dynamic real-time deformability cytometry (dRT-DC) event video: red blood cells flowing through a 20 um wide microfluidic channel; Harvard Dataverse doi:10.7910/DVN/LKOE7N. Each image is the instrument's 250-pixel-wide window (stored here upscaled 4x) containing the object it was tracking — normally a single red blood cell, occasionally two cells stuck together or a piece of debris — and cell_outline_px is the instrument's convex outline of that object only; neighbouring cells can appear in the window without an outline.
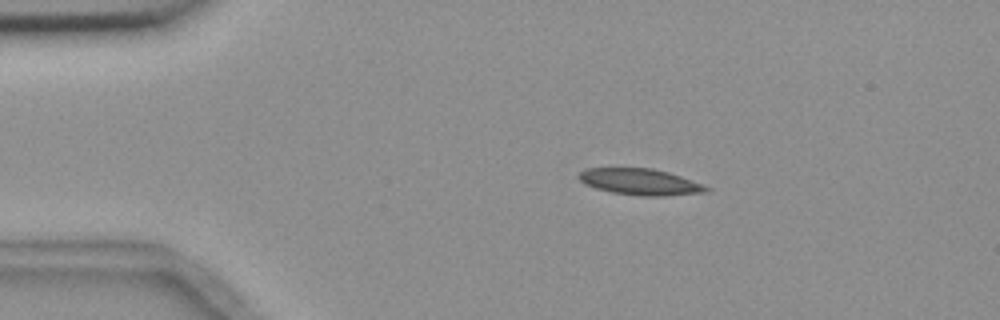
{"species": "common noctule bat (a hibernating species)", "species_latin": "Nyctalus noctula", "temperature_condition": "room temperature", "stored_images_in_passage": 13, "camera_frame_rate_fps": 3000, "um_per_image_px": 0.085, "animal": {"sex": "female", "body_mass_g": 18.4}, "frame": {"image": 1, "passage_image": 1, "time_ms": 0.0, "image_size_px": [1000, 320], "cell_outline_px": [[712, 188], [708, 192], [664, 196], [640, 196], [612, 192], [596, 188], [584, 184], [576, 176], [580, 172], [588, 168], [652, 168], [668, 172], [680, 176]], "centroid_in_image_um": [54.41, 15.46], "position_along_channel_um": 30.6, "area_um2": 19.54}}
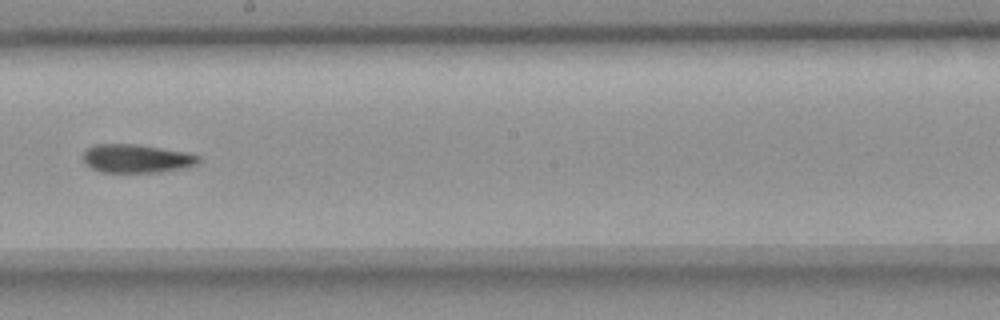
{"frame": {"image": 2, "passage_image": 7, "time_ms": 7.0, "image_size_px": [1000, 320], "cell_outline_px": [[200, 160], [196, 164], [180, 168], [160, 172], [100, 172], [92, 168], [84, 160], [84, 152], [92, 144], [140, 144], [188, 152], [200, 156]], "centroid_in_image_um": [11.62, 13.46], "position_along_channel_um": 236.6, "area_um2": 19.13}}
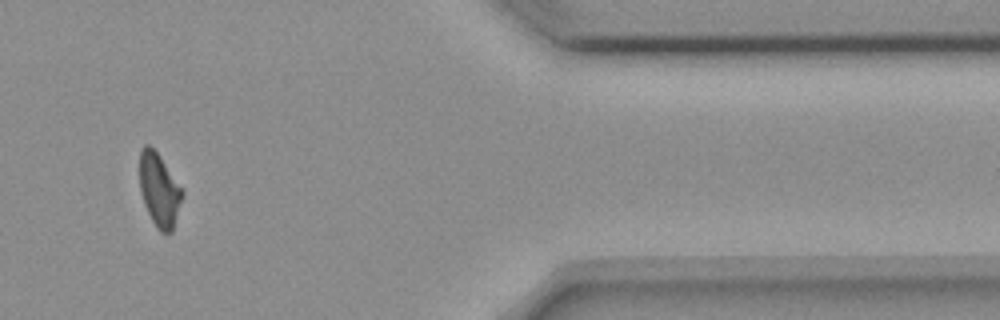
{"frame": {"image": 3, "passage_image": 11, "time_ms": 12.333, "image_size_px": [1000, 320], "cell_outline_px": [[184, 196], [172, 232], [160, 232], [156, 228], [144, 204], [140, 192], [140, 148], [144, 144], [148, 144], [156, 152], [184, 192]], "centroid_in_image_um": [13.53, 16.18], "position_along_channel_um": 397.9, "area_um2": 18.03}, "authors_computed_cell_mechanics": {"area_um2": 19.2474, "velocity_mm_per_s": 3.6658, "shape_relaxation_time_tau1_ms": null, "shape_relaxation_time_tau2_ms": 2.107, "deformation_change_tau1": null, "deformation_change_tau2": 0.0759}}